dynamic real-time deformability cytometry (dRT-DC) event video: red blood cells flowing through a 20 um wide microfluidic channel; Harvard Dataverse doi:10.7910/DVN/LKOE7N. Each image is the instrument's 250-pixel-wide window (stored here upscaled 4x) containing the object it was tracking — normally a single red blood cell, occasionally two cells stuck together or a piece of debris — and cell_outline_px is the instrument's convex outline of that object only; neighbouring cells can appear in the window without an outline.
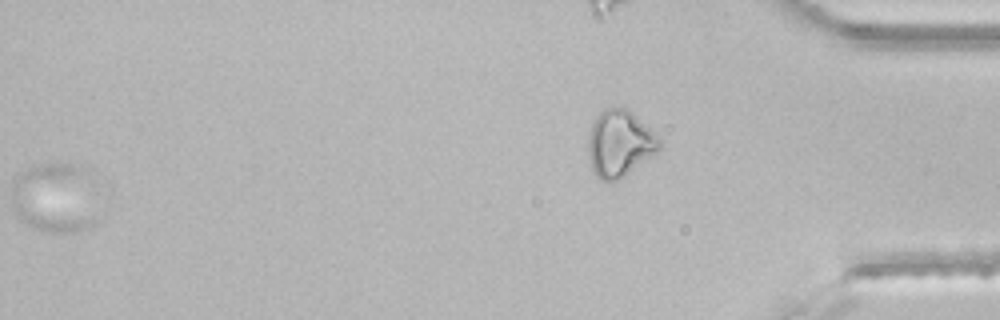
{"species": "common noctule bat (a hibernating species)", "species_latin": "Nyctalus noctula", "temperature_condition": "room temperature", "stored_images_in_passage": 47, "segment_of_instrument_passage": [2, 2], "camera_frame_rate_fps": 3000, "um_per_image_px": 0.085, "animal": {"sex": "male", "body_mass_g": 21.5, "forearm_length_mm": 52.0}, "frame": {"image": 1, "passage_image": 47, "time_ms": 15.333, "image_size_px": [1000, 320], "cell_outline_px": [[660, 148], [652, 156], [624, 176], [616, 180], [600, 180], [596, 176], [592, 168], [588, 156], [588, 132], [596, 116], [604, 108], [628, 108], [660, 140]], "centroid_in_image_um": [52.63, 12.19], "position_along_channel_um": 382.6, "area_um2": 27.22}}